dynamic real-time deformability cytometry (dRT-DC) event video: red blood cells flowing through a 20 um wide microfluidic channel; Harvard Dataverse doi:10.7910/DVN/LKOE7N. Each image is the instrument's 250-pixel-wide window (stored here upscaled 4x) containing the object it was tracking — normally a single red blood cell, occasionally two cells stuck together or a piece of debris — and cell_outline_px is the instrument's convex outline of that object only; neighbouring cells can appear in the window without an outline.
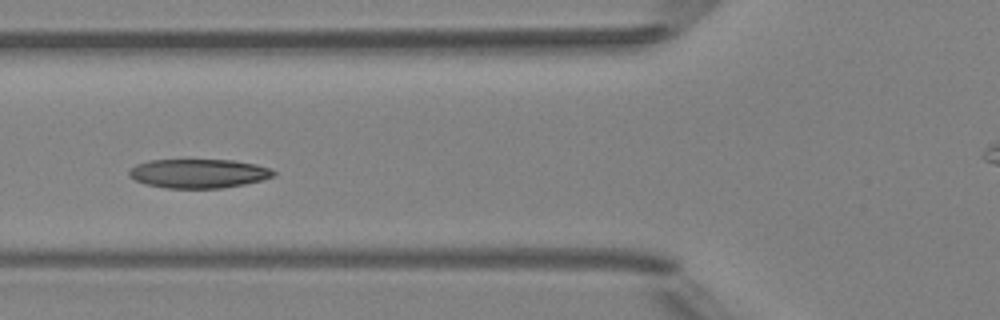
{"species": "Egyptian fruit bat (a non-hibernating species)", "species_latin": "Rousettus aegyptiacus", "temperature_condition": "room temperature", "stored_images_in_passage": 4, "camera_frame_rate_fps": 3000, "um_per_image_px": 0.085, "animal": {"sex": "female"}, "frame": {"image": 1, "passage_image": 4, "time_ms": 3.333, "image_size_px": [1000, 320], "cell_outline_px": [[276, 176], [244, 184], [220, 188], [168, 188], [148, 184], [136, 180], [128, 176], [128, 172], [136, 164], [148, 160], [232, 160], [256, 164], [268, 168], [276, 172]], "centroid_in_image_um": [16.88, 14.74], "position_along_channel_um": 108.9, "area_um2": 24.28}}